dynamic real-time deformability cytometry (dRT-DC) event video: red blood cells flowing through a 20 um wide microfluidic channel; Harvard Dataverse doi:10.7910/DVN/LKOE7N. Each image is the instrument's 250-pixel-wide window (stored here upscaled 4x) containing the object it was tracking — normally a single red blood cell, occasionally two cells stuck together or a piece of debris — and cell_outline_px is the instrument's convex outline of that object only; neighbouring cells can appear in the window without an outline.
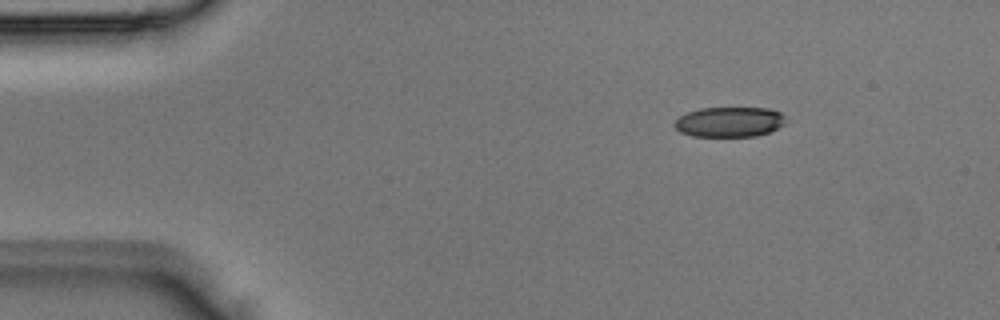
{"species": "Egyptian fruit bat (a non-hibernating species)", "species_latin": "Rousettus aegyptiacus", "temperature_condition": "room temperature", "stored_images_in_passage": 2, "camera_frame_rate_fps": 3000, "um_per_image_px": 0.085, "animal": {"sex": "male"}, "frame": {"image": 1, "passage_image": 1, "time_ms": 0.0, "image_size_px": [1000, 320], "cell_outline_px": [[784, 124], [768, 132], [756, 136], [692, 136], [680, 132], [672, 124], [680, 116], [688, 112], [700, 108], [768, 108], [780, 112], [784, 116]], "centroid_in_image_um": [61.97, 10.36], "position_along_channel_um": 23.0, "area_um2": 19.36}}